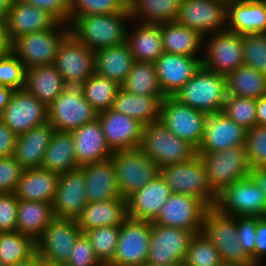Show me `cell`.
I'll return each instance as SVG.
<instances>
[{
  "label": "cell",
  "instance_id": "52",
  "mask_svg": "<svg viewBox=\"0 0 266 266\" xmlns=\"http://www.w3.org/2000/svg\"><path fill=\"white\" fill-rule=\"evenodd\" d=\"M63 266H103L95 256L87 236L82 233L76 240L70 257Z\"/></svg>",
  "mask_w": 266,
  "mask_h": 266
},
{
  "label": "cell",
  "instance_id": "35",
  "mask_svg": "<svg viewBox=\"0 0 266 266\" xmlns=\"http://www.w3.org/2000/svg\"><path fill=\"white\" fill-rule=\"evenodd\" d=\"M65 87L62 76L53 64L26 69L24 89L47 107L61 94Z\"/></svg>",
  "mask_w": 266,
  "mask_h": 266
},
{
  "label": "cell",
  "instance_id": "5",
  "mask_svg": "<svg viewBox=\"0 0 266 266\" xmlns=\"http://www.w3.org/2000/svg\"><path fill=\"white\" fill-rule=\"evenodd\" d=\"M197 155L204 163L208 183L216 194L235 181L249 177L252 171L246 145Z\"/></svg>",
  "mask_w": 266,
  "mask_h": 266
},
{
  "label": "cell",
  "instance_id": "67",
  "mask_svg": "<svg viewBox=\"0 0 266 266\" xmlns=\"http://www.w3.org/2000/svg\"><path fill=\"white\" fill-rule=\"evenodd\" d=\"M0 266H5L4 263L0 260Z\"/></svg>",
  "mask_w": 266,
  "mask_h": 266
},
{
  "label": "cell",
  "instance_id": "10",
  "mask_svg": "<svg viewBox=\"0 0 266 266\" xmlns=\"http://www.w3.org/2000/svg\"><path fill=\"white\" fill-rule=\"evenodd\" d=\"M215 208L233 217H266V195L249 176L226 186L217 194Z\"/></svg>",
  "mask_w": 266,
  "mask_h": 266
},
{
  "label": "cell",
  "instance_id": "49",
  "mask_svg": "<svg viewBox=\"0 0 266 266\" xmlns=\"http://www.w3.org/2000/svg\"><path fill=\"white\" fill-rule=\"evenodd\" d=\"M129 12L128 0H70V15H106Z\"/></svg>",
  "mask_w": 266,
  "mask_h": 266
},
{
  "label": "cell",
  "instance_id": "54",
  "mask_svg": "<svg viewBox=\"0 0 266 266\" xmlns=\"http://www.w3.org/2000/svg\"><path fill=\"white\" fill-rule=\"evenodd\" d=\"M18 202L15 193L0 194V232L16 231Z\"/></svg>",
  "mask_w": 266,
  "mask_h": 266
},
{
  "label": "cell",
  "instance_id": "34",
  "mask_svg": "<svg viewBox=\"0 0 266 266\" xmlns=\"http://www.w3.org/2000/svg\"><path fill=\"white\" fill-rule=\"evenodd\" d=\"M160 25L164 52L202 57L204 37L200 33L176 21Z\"/></svg>",
  "mask_w": 266,
  "mask_h": 266
},
{
  "label": "cell",
  "instance_id": "22",
  "mask_svg": "<svg viewBox=\"0 0 266 266\" xmlns=\"http://www.w3.org/2000/svg\"><path fill=\"white\" fill-rule=\"evenodd\" d=\"M98 119L113 151L140 148L144 125L139 120L112 109L99 112Z\"/></svg>",
  "mask_w": 266,
  "mask_h": 266
},
{
  "label": "cell",
  "instance_id": "50",
  "mask_svg": "<svg viewBox=\"0 0 266 266\" xmlns=\"http://www.w3.org/2000/svg\"><path fill=\"white\" fill-rule=\"evenodd\" d=\"M246 152L252 169L266 167V126L247 130Z\"/></svg>",
  "mask_w": 266,
  "mask_h": 266
},
{
  "label": "cell",
  "instance_id": "44",
  "mask_svg": "<svg viewBox=\"0 0 266 266\" xmlns=\"http://www.w3.org/2000/svg\"><path fill=\"white\" fill-rule=\"evenodd\" d=\"M89 239L95 256L103 266H109L113 262L120 235V225L101 226L84 232Z\"/></svg>",
  "mask_w": 266,
  "mask_h": 266
},
{
  "label": "cell",
  "instance_id": "31",
  "mask_svg": "<svg viewBox=\"0 0 266 266\" xmlns=\"http://www.w3.org/2000/svg\"><path fill=\"white\" fill-rule=\"evenodd\" d=\"M128 218L127 199L118 197L111 200L87 203L76 219L81 231L121 225Z\"/></svg>",
  "mask_w": 266,
  "mask_h": 266
},
{
  "label": "cell",
  "instance_id": "53",
  "mask_svg": "<svg viewBox=\"0 0 266 266\" xmlns=\"http://www.w3.org/2000/svg\"><path fill=\"white\" fill-rule=\"evenodd\" d=\"M261 217H236L237 236L247 255L255 264V240L257 221Z\"/></svg>",
  "mask_w": 266,
  "mask_h": 266
},
{
  "label": "cell",
  "instance_id": "63",
  "mask_svg": "<svg viewBox=\"0 0 266 266\" xmlns=\"http://www.w3.org/2000/svg\"><path fill=\"white\" fill-rule=\"evenodd\" d=\"M11 266H38V254L35 253L31 258L17 262L16 264Z\"/></svg>",
  "mask_w": 266,
  "mask_h": 266
},
{
  "label": "cell",
  "instance_id": "37",
  "mask_svg": "<svg viewBox=\"0 0 266 266\" xmlns=\"http://www.w3.org/2000/svg\"><path fill=\"white\" fill-rule=\"evenodd\" d=\"M16 231L35 242L55 218L52 203L19 200Z\"/></svg>",
  "mask_w": 266,
  "mask_h": 266
},
{
  "label": "cell",
  "instance_id": "55",
  "mask_svg": "<svg viewBox=\"0 0 266 266\" xmlns=\"http://www.w3.org/2000/svg\"><path fill=\"white\" fill-rule=\"evenodd\" d=\"M48 11L60 23L69 24L70 0H16Z\"/></svg>",
  "mask_w": 266,
  "mask_h": 266
},
{
  "label": "cell",
  "instance_id": "25",
  "mask_svg": "<svg viewBox=\"0 0 266 266\" xmlns=\"http://www.w3.org/2000/svg\"><path fill=\"white\" fill-rule=\"evenodd\" d=\"M172 192L159 174L127 198L128 217L153 222Z\"/></svg>",
  "mask_w": 266,
  "mask_h": 266
},
{
  "label": "cell",
  "instance_id": "65",
  "mask_svg": "<svg viewBox=\"0 0 266 266\" xmlns=\"http://www.w3.org/2000/svg\"><path fill=\"white\" fill-rule=\"evenodd\" d=\"M143 266H185V264L184 263H176V264H170V265H153V264L145 263Z\"/></svg>",
  "mask_w": 266,
  "mask_h": 266
},
{
  "label": "cell",
  "instance_id": "1",
  "mask_svg": "<svg viewBox=\"0 0 266 266\" xmlns=\"http://www.w3.org/2000/svg\"><path fill=\"white\" fill-rule=\"evenodd\" d=\"M129 12L106 15H69L70 33L92 51L126 42Z\"/></svg>",
  "mask_w": 266,
  "mask_h": 266
},
{
  "label": "cell",
  "instance_id": "51",
  "mask_svg": "<svg viewBox=\"0 0 266 266\" xmlns=\"http://www.w3.org/2000/svg\"><path fill=\"white\" fill-rule=\"evenodd\" d=\"M23 171L13 155L0 157V194L14 193Z\"/></svg>",
  "mask_w": 266,
  "mask_h": 266
},
{
  "label": "cell",
  "instance_id": "18",
  "mask_svg": "<svg viewBox=\"0 0 266 266\" xmlns=\"http://www.w3.org/2000/svg\"><path fill=\"white\" fill-rule=\"evenodd\" d=\"M82 233L76 219L55 217L36 241V253L46 261L64 265Z\"/></svg>",
  "mask_w": 266,
  "mask_h": 266
},
{
  "label": "cell",
  "instance_id": "4",
  "mask_svg": "<svg viewBox=\"0 0 266 266\" xmlns=\"http://www.w3.org/2000/svg\"><path fill=\"white\" fill-rule=\"evenodd\" d=\"M172 193L197 197L209 208H214L217 194L210 187L207 172L199 155L188 162L169 164L159 169Z\"/></svg>",
  "mask_w": 266,
  "mask_h": 266
},
{
  "label": "cell",
  "instance_id": "58",
  "mask_svg": "<svg viewBox=\"0 0 266 266\" xmlns=\"http://www.w3.org/2000/svg\"><path fill=\"white\" fill-rule=\"evenodd\" d=\"M257 125L266 126V94L256 100Z\"/></svg>",
  "mask_w": 266,
  "mask_h": 266
},
{
  "label": "cell",
  "instance_id": "57",
  "mask_svg": "<svg viewBox=\"0 0 266 266\" xmlns=\"http://www.w3.org/2000/svg\"><path fill=\"white\" fill-rule=\"evenodd\" d=\"M17 135L0 119V157L14 154Z\"/></svg>",
  "mask_w": 266,
  "mask_h": 266
},
{
  "label": "cell",
  "instance_id": "42",
  "mask_svg": "<svg viewBox=\"0 0 266 266\" xmlns=\"http://www.w3.org/2000/svg\"><path fill=\"white\" fill-rule=\"evenodd\" d=\"M80 87L84 98L99 113L112 109L121 86L105 76L94 73Z\"/></svg>",
  "mask_w": 266,
  "mask_h": 266
},
{
  "label": "cell",
  "instance_id": "36",
  "mask_svg": "<svg viewBox=\"0 0 266 266\" xmlns=\"http://www.w3.org/2000/svg\"><path fill=\"white\" fill-rule=\"evenodd\" d=\"M95 73L122 85L135 62L127 43L94 51Z\"/></svg>",
  "mask_w": 266,
  "mask_h": 266
},
{
  "label": "cell",
  "instance_id": "12",
  "mask_svg": "<svg viewBox=\"0 0 266 266\" xmlns=\"http://www.w3.org/2000/svg\"><path fill=\"white\" fill-rule=\"evenodd\" d=\"M207 115L180 103L173 96H166L161 103L160 121L176 137L188 142L196 150L204 137Z\"/></svg>",
  "mask_w": 266,
  "mask_h": 266
},
{
  "label": "cell",
  "instance_id": "24",
  "mask_svg": "<svg viewBox=\"0 0 266 266\" xmlns=\"http://www.w3.org/2000/svg\"><path fill=\"white\" fill-rule=\"evenodd\" d=\"M58 23L48 11L13 0L5 21L6 36L11 45L21 36L52 29Z\"/></svg>",
  "mask_w": 266,
  "mask_h": 266
},
{
  "label": "cell",
  "instance_id": "16",
  "mask_svg": "<svg viewBox=\"0 0 266 266\" xmlns=\"http://www.w3.org/2000/svg\"><path fill=\"white\" fill-rule=\"evenodd\" d=\"M152 223L150 246L146 263L170 265L184 263L193 232Z\"/></svg>",
  "mask_w": 266,
  "mask_h": 266
},
{
  "label": "cell",
  "instance_id": "64",
  "mask_svg": "<svg viewBox=\"0 0 266 266\" xmlns=\"http://www.w3.org/2000/svg\"><path fill=\"white\" fill-rule=\"evenodd\" d=\"M38 266H63V265L46 261V260L40 258L39 255H38Z\"/></svg>",
  "mask_w": 266,
  "mask_h": 266
},
{
  "label": "cell",
  "instance_id": "7",
  "mask_svg": "<svg viewBox=\"0 0 266 266\" xmlns=\"http://www.w3.org/2000/svg\"><path fill=\"white\" fill-rule=\"evenodd\" d=\"M69 33V24L59 22L52 29L21 36L10 45V50L23 62L25 69L52 65L61 42Z\"/></svg>",
  "mask_w": 266,
  "mask_h": 266
},
{
  "label": "cell",
  "instance_id": "15",
  "mask_svg": "<svg viewBox=\"0 0 266 266\" xmlns=\"http://www.w3.org/2000/svg\"><path fill=\"white\" fill-rule=\"evenodd\" d=\"M152 223L128 217L120 225V235L109 266H143L148 258Z\"/></svg>",
  "mask_w": 266,
  "mask_h": 266
},
{
  "label": "cell",
  "instance_id": "33",
  "mask_svg": "<svg viewBox=\"0 0 266 266\" xmlns=\"http://www.w3.org/2000/svg\"><path fill=\"white\" fill-rule=\"evenodd\" d=\"M166 96H142L119 88L112 110L139 120L143 125L160 121L161 103Z\"/></svg>",
  "mask_w": 266,
  "mask_h": 266
},
{
  "label": "cell",
  "instance_id": "39",
  "mask_svg": "<svg viewBox=\"0 0 266 266\" xmlns=\"http://www.w3.org/2000/svg\"><path fill=\"white\" fill-rule=\"evenodd\" d=\"M182 0H128L131 20L160 24L173 22L178 16Z\"/></svg>",
  "mask_w": 266,
  "mask_h": 266
},
{
  "label": "cell",
  "instance_id": "9",
  "mask_svg": "<svg viewBox=\"0 0 266 266\" xmlns=\"http://www.w3.org/2000/svg\"><path fill=\"white\" fill-rule=\"evenodd\" d=\"M111 159L122 198L127 199L159 175L158 166L140 148L116 150Z\"/></svg>",
  "mask_w": 266,
  "mask_h": 266
},
{
  "label": "cell",
  "instance_id": "41",
  "mask_svg": "<svg viewBox=\"0 0 266 266\" xmlns=\"http://www.w3.org/2000/svg\"><path fill=\"white\" fill-rule=\"evenodd\" d=\"M121 88L136 95L165 96L159 86L153 62L135 61Z\"/></svg>",
  "mask_w": 266,
  "mask_h": 266
},
{
  "label": "cell",
  "instance_id": "62",
  "mask_svg": "<svg viewBox=\"0 0 266 266\" xmlns=\"http://www.w3.org/2000/svg\"><path fill=\"white\" fill-rule=\"evenodd\" d=\"M12 3L13 0H0V20L6 21Z\"/></svg>",
  "mask_w": 266,
  "mask_h": 266
},
{
  "label": "cell",
  "instance_id": "38",
  "mask_svg": "<svg viewBox=\"0 0 266 266\" xmlns=\"http://www.w3.org/2000/svg\"><path fill=\"white\" fill-rule=\"evenodd\" d=\"M78 167L72 132L55 131L45 151L41 168L60 175Z\"/></svg>",
  "mask_w": 266,
  "mask_h": 266
},
{
  "label": "cell",
  "instance_id": "32",
  "mask_svg": "<svg viewBox=\"0 0 266 266\" xmlns=\"http://www.w3.org/2000/svg\"><path fill=\"white\" fill-rule=\"evenodd\" d=\"M58 180L59 174L43 168L25 169L14 193L18 200L52 203Z\"/></svg>",
  "mask_w": 266,
  "mask_h": 266
},
{
  "label": "cell",
  "instance_id": "43",
  "mask_svg": "<svg viewBox=\"0 0 266 266\" xmlns=\"http://www.w3.org/2000/svg\"><path fill=\"white\" fill-rule=\"evenodd\" d=\"M36 253V242L17 231L0 232V260L11 266L31 258Z\"/></svg>",
  "mask_w": 266,
  "mask_h": 266
},
{
  "label": "cell",
  "instance_id": "11",
  "mask_svg": "<svg viewBox=\"0 0 266 266\" xmlns=\"http://www.w3.org/2000/svg\"><path fill=\"white\" fill-rule=\"evenodd\" d=\"M202 67L226 76L243 65L242 35L224 30L204 36Z\"/></svg>",
  "mask_w": 266,
  "mask_h": 266
},
{
  "label": "cell",
  "instance_id": "47",
  "mask_svg": "<svg viewBox=\"0 0 266 266\" xmlns=\"http://www.w3.org/2000/svg\"><path fill=\"white\" fill-rule=\"evenodd\" d=\"M243 65L266 75V33L242 35Z\"/></svg>",
  "mask_w": 266,
  "mask_h": 266
},
{
  "label": "cell",
  "instance_id": "20",
  "mask_svg": "<svg viewBox=\"0 0 266 266\" xmlns=\"http://www.w3.org/2000/svg\"><path fill=\"white\" fill-rule=\"evenodd\" d=\"M85 175L81 167L59 175L52 201L56 218L77 219L87 204Z\"/></svg>",
  "mask_w": 266,
  "mask_h": 266
},
{
  "label": "cell",
  "instance_id": "40",
  "mask_svg": "<svg viewBox=\"0 0 266 266\" xmlns=\"http://www.w3.org/2000/svg\"><path fill=\"white\" fill-rule=\"evenodd\" d=\"M227 96L259 99L266 94V75L241 65L225 76Z\"/></svg>",
  "mask_w": 266,
  "mask_h": 266
},
{
  "label": "cell",
  "instance_id": "2",
  "mask_svg": "<svg viewBox=\"0 0 266 266\" xmlns=\"http://www.w3.org/2000/svg\"><path fill=\"white\" fill-rule=\"evenodd\" d=\"M173 97L206 114L220 112L227 98L226 78L201 66Z\"/></svg>",
  "mask_w": 266,
  "mask_h": 266
},
{
  "label": "cell",
  "instance_id": "3",
  "mask_svg": "<svg viewBox=\"0 0 266 266\" xmlns=\"http://www.w3.org/2000/svg\"><path fill=\"white\" fill-rule=\"evenodd\" d=\"M140 149L159 169L197 155L191 144L176 137L161 121L144 125Z\"/></svg>",
  "mask_w": 266,
  "mask_h": 266
},
{
  "label": "cell",
  "instance_id": "17",
  "mask_svg": "<svg viewBox=\"0 0 266 266\" xmlns=\"http://www.w3.org/2000/svg\"><path fill=\"white\" fill-rule=\"evenodd\" d=\"M208 209L209 207L197 197L172 193L153 222L199 234L203 231L204 217Z\"/></svg>",
  "mask_w": 266,
  "mask_h": 266
},
{
  "label": "cell",
  "instance_id": "46",
  "mask_svg": "<svg viewBox=\"0 0 266 266\" xmlns=\"http://www.w3.org/2000/svg\"><path fill=\"white\" fill-rule=\"evenodd\" d=\"M221 112L246 130L257 125L255 99L227 96Z\"/></svg>",
  "mask_w": 266,
  "mask_h": 266
},
{
  "label": "cell",
  "instance_id": "19",
  "mask_svg": "<svg viewBox=\"0 0 266 266\" xmlns=\"http://www.w3.org/2000/svg\"><path fill=\"white\" fill-rule=\"evenodd\" d=\"M0 119L19 136L48 122V107L25 89L14 90Z\"/></svg>",
  "mask_w": 266,
  "mask_h": 266
},
{
  "label": "cell",
  "instance_id": "29",
  "mask_svg": "<svg viewBox=\"0 0 266 266\" xmlns=\"http://www.w3.org/2000/svg\"><path fill=\"white\" fill-rule=\"evenodd\" d=\"M227 30L241 35L266 33V0L228 2Z\"/></svg>",
  "mask_w": 266,
  "mask_h": 266
},
{
  "label": "cell",
  "instance_id": "14",
  "mask_svg": "<svg viewBox=\"0 0 266 266\" xmlns=\"http://www.w3.org/2000/svg\"><path fill=\"white\" fill-rule=\"evenodd\" d=\"M225 0H182L176 22L196 30L203 37L227 29Z\"/></svg>",
  "mask_w": 266,
  "mask_h": 266
},
{
  "label": "cell",
  "instance_id": "21",
  "mask_svg": "<svg viewBox=\"0 0 266 266\" xmlns=\"http://www.w3.org/2000/svg\"><path fill=\"white\" fill-rule=\"evenodd\" d=\"M247 130L224 113L208 114L197 153L220 152L246 144Z\"/></svg>",
  "mask_w": 266,
  "mask_h": 266
},
{
  "label": "cell",
  "instance_id": "23",
  "mask_svg": "<svg viewBox=\"0 0 266 266\" xmlns=\"http://www.w3.org/2000/svg\"><path fill=\"white\" fill-rule=\"evenodd\" d=\"M202 57L164 52L154 63L159 86L165 96H173L202 66Z\"/></svg>",
  "mask_w": 266,
  "mask_h": 266
},
{
  "label": "cell",
  "instance_id": "8",
  "mask_svg": "<svg viewBox=\"0 0 266 266\" xmlns=\"http://www.w3.org/2000/svg\"><path fill=\"white\" fill-rule=\"evenodd\" d=\"M98 118L80 86H66L48 106V123L59 132H72Z\"/></svg>",
  "mask_w": 266,
  "mask_h": 266
},
{
  "label": "cell",
  "instance_id": "45",
  "mask_svg": "<svg viewBox=\"0 0 266 266\" xmlns=\"http://www.w3.org/2000/svg\"><path fill=\"white\" fill-rule=\"evenodd\" d=\"M222 263L215 245L203 232L192 237L184 261L185 266H220Z\"/></svg>",
  "mask_w": 266,
  "mask_h": 266
},
{
  "label": "cell",
  "instance_id": "61",
  "mask_svg": "<svg viewBox=\"0 0 266 266\" xmlns=\"http://www.w3.org/2000/svg\"><path fill=\"white\" fill-rule=\"evenodd\" d=\"M13 92H14V89L10 87L0 86V113L3 111L5 106L9 103Z\"/></svg>",
  "mask_w": 266,
  "mask_h": 266
},
{
  "label": "cell",
  "instance_id": "27",
  "mask_svg": "<svg viewBox=\"0 0 266 266\" xmlns=\"http://www.w3.org/2000/svg\"><path fill=\"white\" fill-rule=\"evenodd\" d=\"M126 43L135 61L155 63L164 53L161 25L131 20L127 28Z\"/></svg>",
  "mask_w": 266,
  "mask_h": 266
},
{
  "label": "cell",
  "instance_id": "30",
  "mask_svg": "<svg viewBox=\"0 0 266 266\" xmlns=\"http://www.w3.org/2000/svg\"><path fill=\"white\" fill-rule=\"evenodd\" d=\"M54 132L55 129L46 122L17 137L13 156L24 170L41 168L45 151Z\"/></svg>",
  "mask_w": 266,
  "mask_h": 266
},
{
  "label": "cell",
  "instance_id": "28",
  "mask_svg": "<svg viewBox=\"0 0 266 266\" xmlns=\"http://www.w3.org/2000/svg\"><path fill=\"white\" fill-rule=\"evenodd\" d=\"M85 175L88 203L121 197L114 163L111 158L81 166Z\"/></svg>",
  "mask_w": 266,
  "mask_h": 266
},
{
  "label": "cell",
  "instance_id": "59",
  "mask_svg": "<svg viewBox=\"0 0 266 266\" xmlns=\"http://www.w3.org/2000/svg\"><path fill=\"white\" fill-rule=\"evenodd\" d=\"M250 176L266 195V167L252 169Z\"/></svg>",
  "mask_w": 266,
  "mask_h": 266
},
{
  "label": "cell",
  "instance_id": "66",
  "mask_svg": "<svg viewBox=\"0 0 266 266\" xmlns=\"http://www.w3.org/2000/svg\"><path fill=\"white\" fill-rule=\"evenodd\" d=\"M220 266H243V265H240V264H235V263H222Z\"/></svg>",
  "mask_w": 266,
  "mask_h": 266
},
{
  "label": "cell",
  "instance_id": "56",
  "mask_svg": "<svg viewBox=\"0 0 266 266\" xmlns=\"http://www.w3.org/2000/svg\"><path fill=\"white\" fill-rule=\"evenodd\" d=\"M266 217L257 221L255 240V265L266 266Z\"/></svg>",
  "mask_w": 266,
  "mask_h": 266
},
{
  "label": "cell",
  "instance_id": "26",
  "mask_svg": "<svg viewBox=\"0 0 266 266\" xmlns=\"http://www.w3.org/2000/svg\"><path fill=\"white\" fill-rule=\"evenodd\" d=\"M72 134L79 167L112 157L114 151L107 144L98 118L76 128Z\"/></svg>",
  "mask_w": 266,
  "mask_h": 266
},
{
  "label": "cell",
  "instance_id": "48",
  "mask_svg": "<svg viewBox=\"0 0 266 266\" xmlns=\"http://www.w3.org/2000/svg\"><path fill=\"white\" fill-rule=\"evenodd\" d=\"M25 72L23 62L11 50L0 54V86L24 89Z\"/></svg>",
  "mask_w": 266,
  "mask_h": 266
},
{
  "label": "cell",
  "instance_id": "60",
  "mask_svg": "<svg viewBox=\"0 0 266 266\" xmlns=\"http://www.w3.org/2000/svg\"><path fill=\"white\" fill-rule=\"evenodd\" d=\"M10 50V43L6 36L5 20H0V54Z\"/></svg>",
  "mask_w": 266,
  "mask_h": 266
},
{
  "label": "cell",
  "instance_id": "13",
  "mask_svg": "<svg viewBox=\"0 0 266 266\" xmlns=\"http://www.w3.org/2000/svg\"><path fill=\"white\" fill-rule=\"evenodd\" d=\"M53 65L65 86H81L95 73L94 51L69 33L61 42Z\"/></svg>",
  "mask_w": 266,
  "mask_h": 266
},
{
  "label": "cell",
  "instance_id": "6",
  "mask_svg": "<svg viewBox=\"0 0 266 266\" xmlns=\"http://www.w3.org/2000/svg\"><path fill=\"white\" fill-rule=\"evenodd\" d=\"M215 245L222 262L256 266L237 236L236 217L225 215L215 207L206 211L203 231Z\"/></svg>",
  "mask_w": 266,
  "mask_h": 266
}]
</instances>
